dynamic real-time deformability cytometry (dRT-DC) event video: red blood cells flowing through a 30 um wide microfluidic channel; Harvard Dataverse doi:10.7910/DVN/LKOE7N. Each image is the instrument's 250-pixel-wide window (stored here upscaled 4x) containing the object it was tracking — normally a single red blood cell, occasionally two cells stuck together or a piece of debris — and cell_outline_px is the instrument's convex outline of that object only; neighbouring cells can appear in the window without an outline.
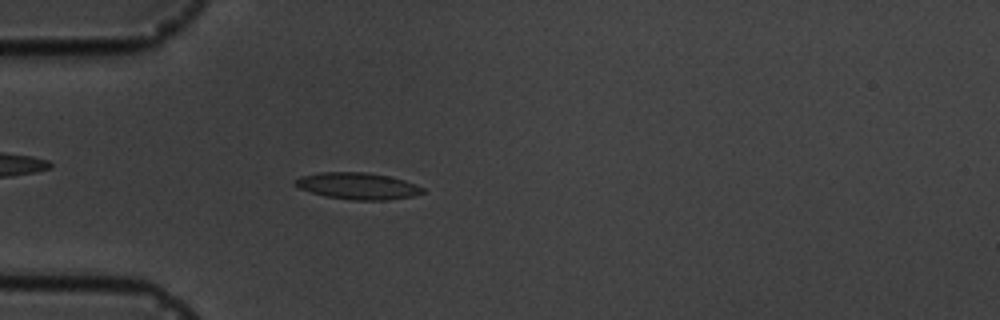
{"species": "common noctule bat (a hibernating species)", "species_latin": "Nyctalus noctula", "temperature_condition": "cold", "stored_images_in_passage": 5, "camera_frame_rate_fps": 3000, "um_per_image_px": 0.085, "animal": {"sex": "male", "body_mass_g": 19.5, "forearm_length_mm": 54.6}, "frame": {"image": 1, "passage_image": 5, "time_ms": 5.667, "image_size_px": [1000, 320], "cell_outline_px": [[424, 192], [412, 196], [388, 200], [352, 200], [324, 196], [300, 188], [292, 184], [300, 176], [320, 172], [368, 172], [388, 176], [404, 180], [416, 184], [424, 188]], "centroid_in_image_um": [30.4, 15.8], "position_along_channel_um": 54.6, "area_um2": 19.83}}